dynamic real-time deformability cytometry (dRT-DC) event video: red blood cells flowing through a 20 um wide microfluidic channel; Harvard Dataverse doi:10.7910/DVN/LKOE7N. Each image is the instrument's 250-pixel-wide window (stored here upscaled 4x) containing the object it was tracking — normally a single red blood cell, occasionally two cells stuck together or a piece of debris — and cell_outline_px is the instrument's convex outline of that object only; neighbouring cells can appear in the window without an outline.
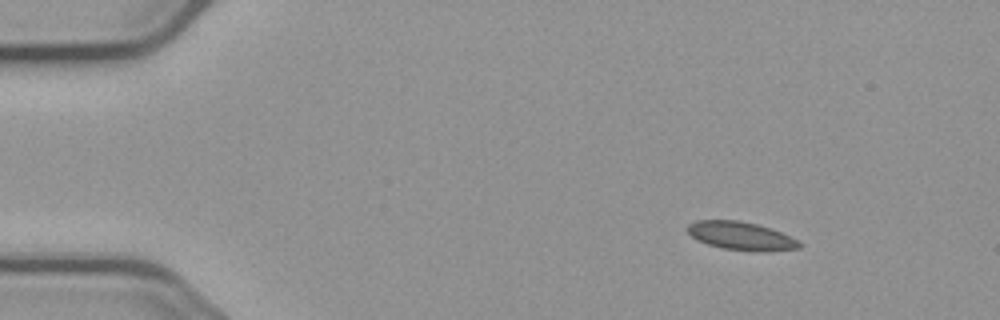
{"species": "common noctule bat (a hibernating species)", "species_latin": "Nyctalus noctula", "temperature_condition": "cold", "stored_images_in_passage": 7, "camera_frame_rate_fps": 3000, "um_per_image_px": 0.085, "animal": {"sex": "male", "body_mass_g": 23.1, "forearm_length_mm": 52.7}, "frame": {"image": 1, "passage_image": 1, "time_ms": 0.0, "image_size_px": [1000, 320], "cell_outline_px": [[804, 244], [800, 248], [764, 252], [720, 248], [708, 244], [692, 236], [688, 232], [688, 224], [696, 220], [740, 220], [756, 224], [780, 232]], "centroid_in_image_um": [62.99, 20.06], "position_along_channel_um": 22.0, "area_um2": 18.21}}
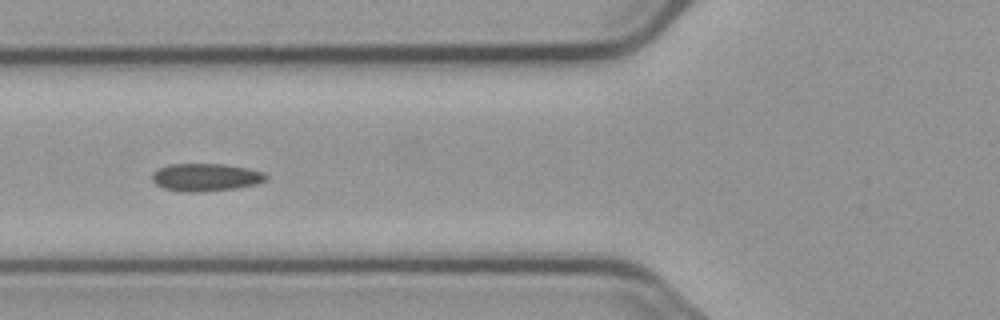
{"frame": {"image": 2, "passage_image": 5, "time_ms": 4.667, "image_size_px": [1000, 320], "cell_outline_px": [[268, 176], [264, 180], [256, 184], [236, 188], [196, 192], [184, 192], [164, 188], [156, 184], [152, 180], [152, 172], [156, 168], [168, 164], [224, 164], [248, 168], [264, 172]], "centroid_in_image_um": [17.45, 15.06], "position_along_channel_um": 108.4, "area_um2": 18.44}}
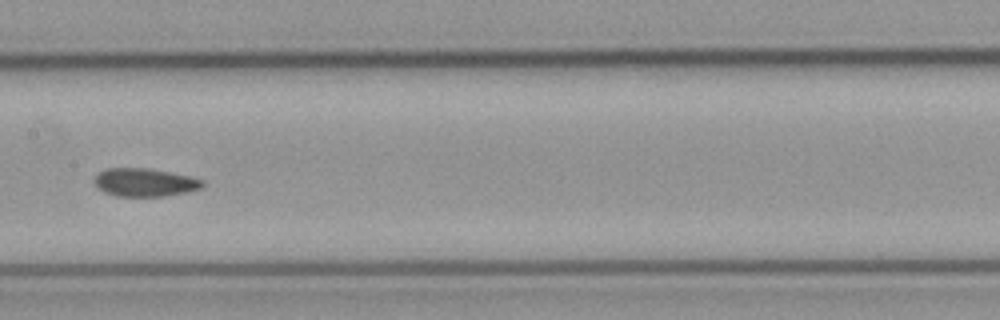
{"frame": {"image": 3, "passage_image": 7, "time_ms": 7.0, "image_size_px": [1000, 320], "cell_outline_px": [[204, 184], [200, 188], [188, 192], [164, 196], [116, 196], [104, 192], [96, 188], [92, 180], [104, 168], [148, 168], [192, 176], [204, 180]], "centroid_in_image_um": [12.28, 15.5], "position_along_channel_um": 195.1, "area_um2": 17.98}}